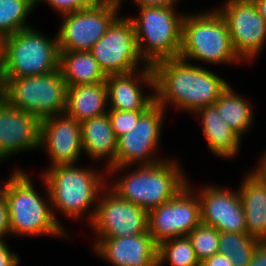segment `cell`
Segmentation results:
<instances>
[{
    "label": "cell",
    "instance_id": "cell-24",
    "mask_svg": "<svg viewBox=\"0 0 266 266\" xmlns=\"http://www.w3.org/2000/svg\"><path fill=\"white\" fill-rule=\"evenodd\" d=\"M59 68L68 86L105 82L106 76L89 51L60 52Z\"/></svg>",
    "mask_w": 266,
    "mask_h": 266
},
{
    "label": "cell",
    "instance_id": "cell-1",
    "mask_svg": "<svg viewBox=\"0 0 266 266\" xmlns=\"http://www.w3.org/2000/svg\"><path fill=\"white\" fill-rule=\"evenodd\" d=\"M155 103L165 110L172 105L176 110L194 113L213 105L229 83L201 65H194L178 57L152 65Z\"/></svg>",
    "mask_w": 266,
    "mask_h": 266
},
{
    "label": "cell",
    "instance_id": "cell-13",
    "mask_svg": "<svg viewBox=\"0 0 266 266\" xmlns=\"http://www.w3.org/2000/svg\"><path fill=\"white\" fill-rule=\"evenodd\" d=\"M165 111L154 103L139 118L133 130L117 139L116 167L153 165L164 160L156 154L160 147Z\"/></svg>",
    "mask_w": 266,
    "mask_h": 266
},
{
    "label": "cell",
    "instance_id": "cell-16",
    "mask_svg": "<svg viewBox=\"0 0 266 266\" xmlns=\"http://www.w3.org/2000/svg\"><path fill=\"white\" fill-rule=\"evenodd\" d=\"M41 120L0 96V159L40 147Z\"/></svg>",
    "mask_w": 266,
    "mask_h": 266
},
{
    "label": "cell",
    "instance_id": "cell-25",
    "mask_svg": "<svg viewBox=\"0 0 266 266\" xmlns=\"http://www.w3.org/2000/svg\"><path fill=\"white\" fill-rule=\"evenodd\" d=\"M213 105L222 119L241 139L251 130L255 117L253 106L230 84Z\"/></svg>",
    "mask_w": 266,
    "mask_h": 266
},
{
    "label": "cell",
    "instance_id": "cell-4",
    "mask_svg": "<svg viewBox=\"0 0 266 266\" xmlns=\"http://www.w3.org/2000/svg\"><path fill=\"white\" fill-rule=\"evenodd\" d=\"M45 198L35 189V185L25 170H21L11 181L6 194L9 211L10 232L14 236L69 237L54 218L50 194L44 178Z\"/></svg>",
    "mask_w": 266,
    "mask_h": 266
},
{
    "label": "cell",
    "instance_id": "cell-39",
    "mask_svg": "<svg viewBox=\"0 0 266 266\" xmlns=\"http://www.w3.org/2000/svg\"><path fill=\"white\" fill-rule=\"evenodd\" d=\"M5 37L0 35V81L4 67Z\"/></svg>",
    "mask_w": 266,
    "mask_h": 266
},
{
    "label": "cell",
    "instance_id": "cell-27",
    "mask_svg": "<svg viewBox=\"0 0 266 266\" xmlns=\"http://www.w3.org/2000/svg\"><path fill=\"white\" fill-rule=\"evenodd\" d=\"M259 242L247 232H220L219 253L228 256L233 266H248Z\"/></svg>",
    "mask_w": 266,
    "mask_h": 266
},
{
    "label": "cell",
    "instance_id": "cell-40",
    "mask_svg": "<svg viewBox=\"0 0 266 266\" xmlns=\"http://www.w3.org/2000/svg\"><path fill=\"white\" fill-rule=\"evenodd\" d=\"M253 2L256 5L259 14L266 21V0H253Z\"/></svg>",
    "mask_w": 266,
    "mask_h": 266
},
{
    "label": "cell",
    "instance_id": "cell-5",
    "mask_svg": "<svg viewBox=\"0 0 266 266\" xmlns=\"http://www.w3.org/2000/svg\"><path fill=\"white\" fill-rule=\"evenodd\" d=\"M179 57L215 66L243 62L234 51L225 19L215 8L184 15Z\"/></svg>",
    "mask_w": 266,
    "mask_h": 266
},
{
    "label": "cell",
    "instance_id": "cell-18",
    "mask_svg": "<svg viewBox=\"0 0 266 266\" xmlns=\"http://www.w3.org/2000/svg\"><path fill=\"white\" fill-rule=\"evenodd\" d=\"M105 83L109 110L147 111L155 103L152 65L130 73L106 76ZM142 84L151 88L152 94L143 93Z\"/></svg>",
    "mask_w": 266,
    "mask_h": 266
},
{
    "label": "cell",
    "instance_id": "cell-2",
    "mask_svg": "<svg viewBox=\"0 0 266 266\" xmlns=\"http://www.w3.org/2000/svg\"><path fill=\"white\" fill-rule=\"evenodd\" d=\"M43 172L41 176L47 184L56 221L67 231L56 217L57 211L73 220L81 219L84 214L89 216L87 224H90L96 212L99 195L110 176L93 167H79L76 164L48 167Z\"/></svg>",
    "mask_w": 266,
    "mask_h": 266
},
{
    "label": "cell",
    "instance_id": "cell-10",
    "mask_svg": "<svg viewBox=\"0 0 266 266\" xmlns=\"http://www.w3.org/2000/svg\"><path fill=\"white\" fill-rule=\"evenodd\" d=\"M89 52L105 76L130 73L148 66L140 55L133 22L125 16H118Z\"/></svg>",
    "mask_w": 266,
    "mask_h": 266
},
{
    "label": "cell",
    "instance_id": "cell-29",
    "mask_svg": "<svg viewBox=\"0 0 266 266\" xmlns=\"http://www.w3.org/2000/svg\"><path fill=\"white\" fill-rule=\"evenodd\" d=\"M195 255L200 264L207 258L219 253L220 232L212 226L200 224L188 235Z\"/></svg>",
    "mask_w": 266,
    "mask_h": 266
},
{
    "label": "cell",
    "instance_id": "cell-14",
    "mask_svg": "<svg viewBox=\"0 0 266 266\" xmlns=\"http://www.w3.org/2000/svg\"><path fill=\"white\" fill-rule=\"evenodd\" d=\"M216 9L225 19L235 53L249 63L266 45V21L253 1L225 0ZM249 61V62H248Z\"/></svg>",
    "mask_w": 266,
    "mask_h": 266
},
{
    "label": "cell",
    "instance_id": "cell-3",
    "mask_svg": "<svg viewBox=\"0 0 266 266\" xmlns=\"http://www.w3.org/2000/svg\"><path fill=\"white\" fill-rule=\"evenodd\" d=\"M153 165L111 167L107 175H115L126 170V174L118 177L108 186L124 200L140 206L145 211L159 207L172 199L188 184L182 165L172 157Z\"/></svg>",
    "mask_w": 266,
    "mask_h": 266
},
{
    "label": "cell",
    "instance_id": "cell-20",
    "mask_svg": "<svg viewBox=\"0 0 266 266\" xmlns=\"http://www.w3.org/2000/svg\"><path fill=\"white\" fill-rule=\"evenodd\" d=\"M238 188L248 235L266 241V181L250 170Z\"/></svg>",
    "mask_w": 266,
    "mask_h": 266
},
{
    "label": "cell",
    "instance_id": "cell-15",
    "mask_svg": "<svg viewBox=\"0 0 266 266\" xmlns=\"http://www.w3.org/2000/svg\"><path fill=\"white\" fill-rule=\"evenodd\" d=\"M229 189L209 183L200 190L194 189L200 201L201 223L219 232H247L239 191Z\"/></svg>",
    "mask_w": 266,
    "mask_h": 266
},
{
    "label": "cell",
    "instance_id": "cell-19",
    "mask_svg": "<svg viewBox=\"0 0 266 266\" xmlns=\"http://www.w3.org/2000/svg\"><path fill=\"white\" fill-rule=\"evenodd\" d=\"M94 241L96 256L112 266H158V245L149 232Z\"/></svg>",
    "mask_w": 266,
    "mask_h": 266
},
{
    "label": "cell",
    "instance_id": "cell-21",
    "mask_svg": "<svg viewBox=\"0 0 266 266\" xmlns=\"http://www.w3.org/2000/svg\"><path fill=\"white\" fill-rule=\"evenodd\" d=\"M82 147L93 161L105 160L106 171L116 167L117 137L108 113L87 119L81 123Z\"/></svg>",
    "mask_w": 266,
    "mask_h": 266
},
{
    "label": "cell",
    "instance_id": "cell-32",
    "mask_svg": "<svg viewBox=\"0 0 266 266\" xmlns=\"http://www.w3.org/2000/svg\"><path fill=\"white\" fill-rule=\"evenodd\" d=\"M5 241V238H0V266H18L20 264L19 256L10 250Z\"/></svg>",
    "mask_w": 266,
    "mask_h": 266
},
{
    "label": "cell",
    "instance_id": "cell-6",
    "mask_svg": "<svg viewBox=\"0 0 266 266\" xmlns=\"http://www.w3.org/2000/svg\"><path fill=\"white\" fill-rule=\"evenodd\" d=\"M175 8L144 7L138 9V16L130 17L140 55L148 65L180 55L185 14Z\"/></svg>",
    "mask_w": 266,
    "mask_h": 266
},
{
    "label": "cell",
    "instance_id": "cell-9",
    "mask_svg": "<svg viewBox=\"0 0 266 266\" xmlns=\"http://www.w3.org/2000/svg\"><path fill=\"white\" fill-rule=\"evenodd\" d=\"M120 2L111 1L61 15L57 40L60 52L90 51L119 16Z\"/></svg>",
    "mask_w": 266,
    "mask_h": 266
},
{
    "label": "cell",
    "instance_id": "cell-12",
    "mask_svg": "<svg viewBox=\"0 0 266 266\" xmlns=\"http://www.w3.org/2000/svg\"><path fill=\"white\" fill-rule=\"evenodd\" d=\"M91 225L96 238H119L148 232V212L124 200L108 184L102 189Z\"/></svg>",
    "mask_w": 266,
    "mask_h": 266
},
{
    "label": "cell",
    "instance_id": "cell-22",
    "mask_svg": "<svg viewBox=\"0 0 266 266\" xmlns=\"http://www.w3.org/2000/svg\"><path fill=\"white\" fill-rule=\"evenodd\" d=\"M203 135L210 152L222 159H233L240 152L242 139L222 119L214 105L198 109Z\"/></svg>",
    "mask_w": 266,
    "mask_h": 266
},
{
    "label": "cell",
    "instance_id": "cell-33",
    "mask_svg": "<svg viewBox=\"0 0 266 266\" xmlns=\"http://www.w3.org/2000/svg\"><path fill=\"white\" fill-rule=\"evenodd\" d=\"M8 234V235H7ZM11 236L9 211L6 198L0 200V238Z\"/></svg>",
    "mask_w": 266,
    "mask_h": 266
},
{
    "label": "cell",
    "instance_id": "cell-37",
    "mask_svg": "<svg viewBox=\"0 0 266 266\" xmlns=\"http://www.w3.org/2000/svg\"><path fill=\"white\" fill-rule=\"evenodd\" d=\"M22 169H20V168H16L14 171H12V173H11V176H10V178L7 180V181H5L4 183H3V181H2V185L0 184V200H2V199H5V197H6V194H7V190H8V188H9V185H10V183H11V181H12V179L21 171Z\"/></svg>",
    "mask_w": 266,
    "mask_h": 266
},
{
    "label": "cell",
    "instance_id": "cell-36",
    "mask_svg": "<svg viewBox=\"0 0 266 266\" xmlns=\"http://www.w3.org/2000/svg\"><path fill=\"white\" fill-rule=\"evenodd\" d=\"M202 266H233L230 262V259L226 255L220 253L207 258L201 263Z\"/></svg>",
    "mask_w": 266,
    "mask_h": 266
},
{
    "label": "cell",
    "instance_id": "cell-42",
    "mask_svg": "<svg viewBox=\"0 0 266 266\" xmlns=\"http://www.w3.org/2000/svg\"><path fill=\"white\" fill-rule=\"evenodd\" d=\"M113 1H116V2L123 3V1H122V0H113Z\"/></svg>",
    "mask_w": 266,
    "mask_h": 266
},
{
    "label": "cell",
    "instance_id": "cell-17",
    "mask_svg": "<svg viewBox=\"0 0 266 266\" xmlns=\"http://www.w3.org/2000/svg\"><path fill=\"white\" fill-rule=\"evenodd\" d=\"M81 124L66 113L41 120L40 148L50 158L49 167L76 164L83 152Z\"/></svg>",
    "mask_w": 266,
    "mask_h": 266
},
{
    "label": "cell",
    "instance_id": "cell-30",
    "mask_svg": "<svg viewBox=\"0 0 266 266\" xmlns=\"http://www.w3.org/2000/svg\"><path fill=\"white\" fill-rule=\"evenodd\" d=\"M145 112L146 111L108 110L111 126L117 139L127 132L133 130L139 118Z\"/></svg>",
    "mask_w": 266,
    "mask_h": 266
},
{
    "label": "cell",
    "instance_id": "cell-41",
    "mask_svg": "<svg viewBox=\"0 0 266 266\" xmlns=\"http://www.w3.org/2000/svg\"><path fill=\"white\" fill-rule=\"evenodd\" d=\"M90 4H101L106 2H111L113 0H87Z\"/></svg>",
    "mask_w": 266,
    "mask_h": 266
},
{
    "label": "cell",
    "instance_id": "cell-35",
    "mask_svg": "<svg viewBox=\"0 0 266 266\" xmlns=\"http://www.w3.org/2000/svg\"><path fill=\"white\" fill-rule=\"evenodd\" d=\"M138 9L144 7H175L180 0H132Z\"/></svg>",
    "mask_w": 266,
    "mask_h": 266
},
{
    "label": "cell",
    "instance_id": "cell-31",
    "mask_svg": "<svg viewBox=\"0 0 266 266\" xmlns=\"http://www.w3.org/2000/svg\"><path fill=\"white\" fill-rule=\"evenodd\" d=\"M46 3L48 6L57 11L59 15L75 12L90 5L87 0H36V6L41 3Z\"/></svg>",
    "mask_w": 266,
    "mask_h": 266
},
{
    "label": "cell",
    "instance_id": "cell-26",
    "mask_svg": "<svg viewBox=\"0 0 266 266\" xmlns=\"http://www.w3.org/2000/svg\"><path fill=\"white\" fill-rule=\"evenodd\" d=\"M36 0H0V35L7 37L31 27L28 17Z\"/></svg>",
    "mask_w": 266,
    "mask_h": 266
},
{
    "label": "cell",
    "instance_id": "cell-28",
    "mask_svg": "<svg viewBox=\"0 0 266 266\" xmlns=\"http://www.w3.org/2000/svg\"><path fill=\"white\" fill-rule=\"evenodd\" d=\"M200 266L188 236L169 239L158 245V266Z\"/></svg>",
    "mask_w": 266,
    "mask_h": 266
},
{
    "label": "cell",
    "instance_id": "cell-8",
    "mask_svg": "<svg viewBox=\"0 0 266 266\" xmlns=\"http://www.w3.org/2000/svg\"><path fill=\"white\" fill-rule=\"evenodd\" d=\"M59 62L57 35L49 38L31 26L5 37L1 78L49 74L59 69Z\"/></svg>",
    "mask_w": 266,
    "mask_h": 266
},
{
    "label": "cell",
    "instance_id": "cell-11",
    "mask_svg": "<svg viewBox=\"0 0 266 266\" xmlns=\"http://www.w3.org/2000/svg\"><path fill=\"white\" fill-rule=\"evenodd\" d=\"M200 224V201L189 180L172 199L148 212V232L157 245L187 236Z\"/></svg>",
    "mask_w": 266,
    "mask_h": 266
},
{
    "label": "cell",
    "instance_id": "cell-7",
    "mask_svg": "<svg viewBox=\"0 0 266 266\" xmlns=\"http://www.w3.org/2000/svg\"><path fill=\"white\" fill-rule=\"evenodd\" d=\"M0 96L40 120L65 113L67 85L60 68L49 74L1 78Z\"/></svg>",
    "mask_w": 266,
    "mask_h": 266
},
{
    "label": "cell",
    "instance_id": "cell-38",
    "mask_svg": "<svg viewBox=\"0 0 266 266\" xmlns=\"http://www.w3.org/2000/svg\"><path fill=\"white\" fill-rule=\"evenodd\" d=\"M260 162L258 163L254 169V171L259 174L266 181V151L264 150L263 155L260 158Z\"/></svg>",
    "mask_w": 266,
    "mask_h": 266
},
{
    "label": "cell",
    "instance_id": "cell-34",
    "mask_svg": "<svg viewBox=\"0 0 266 266\" xmlns=\"http://www.w3.org/2000/svg\"><path fill=\"white\" fill-rule=\"evenodd\" d=\"M248 266H266V241H260Z\"/></svg>",
    "mask_w": 266,
    "mask_h": 266
},
{
    "label": "cell",
    "instance_id": "cell-23",
    "mask_svg": "<svg viewBox=\"0 0 266 266\" xmlns=\"http://www.w3.org/2000/svg\"><path fill=\"white\" fill-rule=\"evenodd\" d=\"M105 82L67 87L65 113L78 122L108 113Z\"/></svg>",
    "mask_w": 266,
    "mask_h": 266
}]
</instances>
